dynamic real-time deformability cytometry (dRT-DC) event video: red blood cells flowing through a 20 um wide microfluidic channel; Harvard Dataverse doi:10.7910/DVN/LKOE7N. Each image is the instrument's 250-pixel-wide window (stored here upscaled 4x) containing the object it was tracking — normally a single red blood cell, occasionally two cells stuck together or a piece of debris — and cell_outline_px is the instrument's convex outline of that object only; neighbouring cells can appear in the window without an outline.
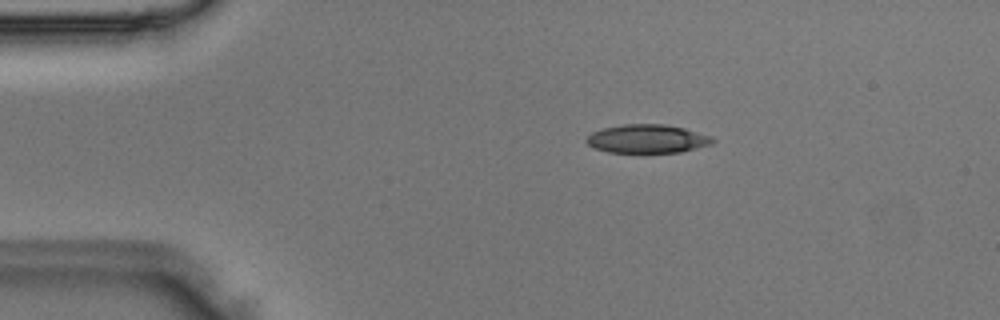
{"species": "Egyptian fruit bat (a non-hibernating species)", "species_latin": "Rousettus aegyptiacus", "temperature_condition": "room temperature", "stored_images_in_passage": 41, "camera_frame_rate_fps": 3000, "um_per_image_px": 0.085, "animal": {"sex": "male"}, "frame": {"image": 1, "passage_image": 2, "time_ms": 0.333, "image_size_px": [1000, 320], "cell_outline_px": [[716, 140], [712, 144], [680, 152], [608, 152], [596, 148], [588, 144], [584, 140], [592, 132], [604, 128], [624, 124], [664, 124], [684, 128], [712, 136]], "centroid_in_image_um": [55.04, 11.79], "position_along_channel_um": 30.0, "area_um2": 20.87}}
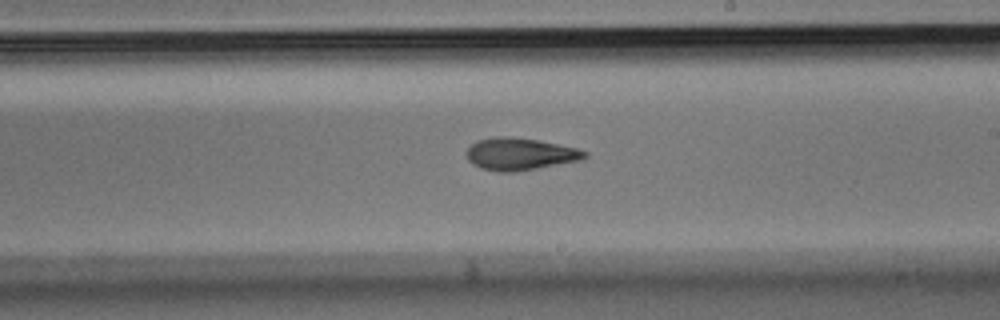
{"frame": {"image": 2, "passage_image": 21, "time_ms": 6.667, "image_size_px": [1000, 320], "cell_outline_px": [[588, 156], [580, 160], [536, 168], [512, 172], [496, 172], [480, 168], [472, 164], [468, 160], [464, 152], [476, 140], [496, 136], [512, 136], [540, 140], [576, 148], [588, 152]], "centroid_in_image_um": [44.15, 13.08], "position_along_channel_um": 244.9, "area_um2": 22.37}}
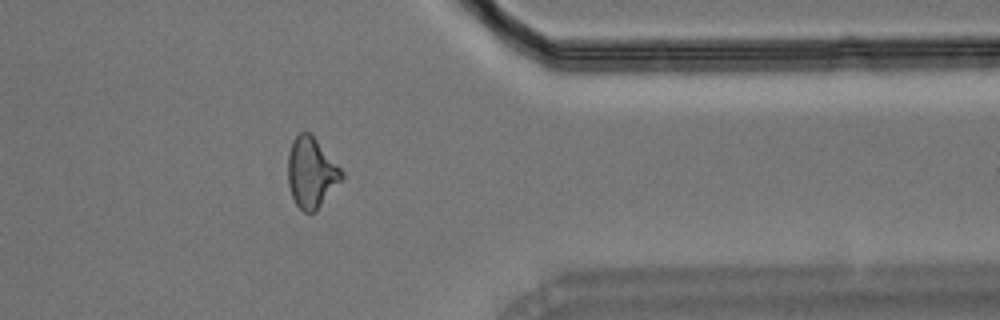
{"frame": {"image": 3, "passage_image": 32, "time_ms": 10.333, "image_size_px": [1000, 320], "cell_outline_px": [[344, 176], [316, 212], [304, 212], [296, 204], [292, 196], [288, 184], [288, 152], [292, 140], [300, 132], [308, 132], [316, 140], [344, 172]], "centroid_in_image_um": [26.44, 14.69], "position_along_channel_um": 385.0, "area_um2": 21.79}}